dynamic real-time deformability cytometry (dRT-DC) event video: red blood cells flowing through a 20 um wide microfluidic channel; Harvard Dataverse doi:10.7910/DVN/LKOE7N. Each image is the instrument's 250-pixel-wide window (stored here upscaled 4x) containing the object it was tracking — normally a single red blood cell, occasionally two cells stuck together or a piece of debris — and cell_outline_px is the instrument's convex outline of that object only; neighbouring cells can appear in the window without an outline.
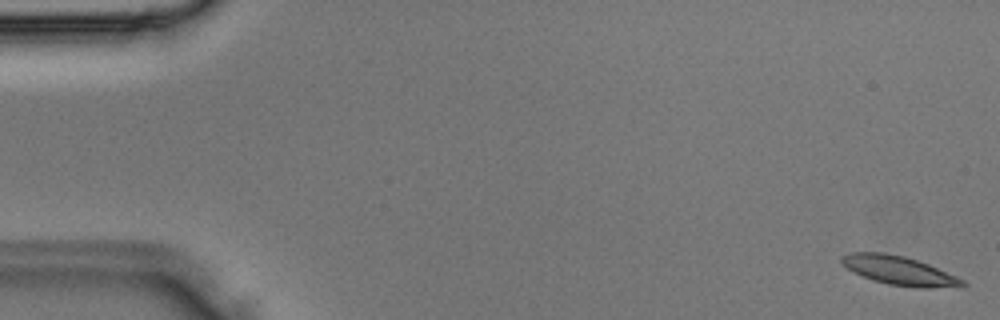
{"species": "Egyptian fruit bat (a non-hibernating species)", "species_latin": "Rousettus aegyptiacus", "temperature_condition": "room temperature", "stored_images_in_passage": 5, "camera_frame_rate_fps": 3000, "um_per_image_px": 0.085, "animal": {"sex": "male"}, "frame": {"image": 1, "passage_image": 1, "time_ms": 0.0, "image_size_px": [1000, 320], "cell_outline_px": [[968, 284], [964, 288], [920, 288], [888, 284], [872, 280], [848, 268], [840, 260], [840, 256], [852, 252], [884, 252], [904, 256], [928, 264], [956, 276], [964, 280]], "centroid_in_image_um": [76.51, 23.01], "position_along_channel_um": 8.5, "area_um2": 20.4}}